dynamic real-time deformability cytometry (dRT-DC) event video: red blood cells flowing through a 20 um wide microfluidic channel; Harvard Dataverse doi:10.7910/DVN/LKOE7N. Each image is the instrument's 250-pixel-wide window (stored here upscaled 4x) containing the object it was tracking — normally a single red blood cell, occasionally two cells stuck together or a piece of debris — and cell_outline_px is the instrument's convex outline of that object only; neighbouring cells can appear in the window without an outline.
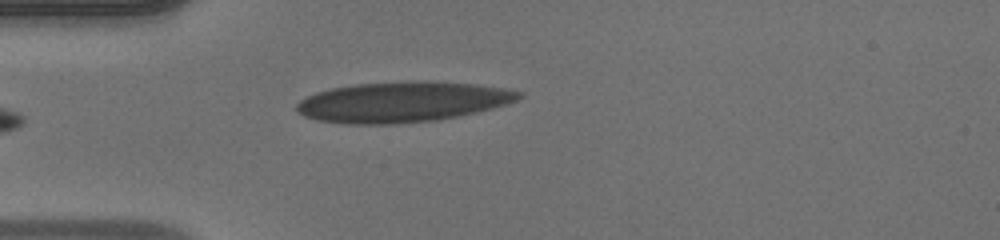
{"species": "human", "species_latin": "Homo sapiens", "temperature_condition": "warm", "stored_images_in_passage": 34, "camera_frame_rate_fps": 3000, "um_per_image_px": 0.085, "donor": {"sex": "male"}, "frame": {"image": 1, "passage_image": 1, "time_ms": 0.0, "image_size_px": [1000, 240], "cell_outline_px": [[524, 96], [508, 104], [460, 116], [436, 120], [396, 124], [344, 124], [316, 120], [304, 116], [296, 112], [296, 104], [300, 100], [316, 92], [332, 88], [356, 84], [476, 84], [504, 88], [520, 92]], "centroid_in_image_um": [34.14, 8.72], "position_along_channel_um": 50.9, "area_um2": 50.81}}
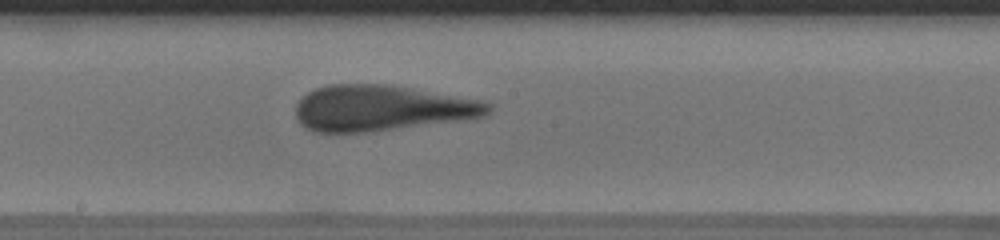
{"frame": {"image": 2, "passage_image": 14, "time_ms": 4.333, "image_size_px": [1000, 240], "cell_outline_px": [[492, 108], [484, 116], [460, 120], [372, 132], [316, 132], [300, 124], [296, 116], [296, 104], [308, 92], [316, 88], [328, 84], [384, 84], [480, 100], [492, 104]], "centroid_in_image_um": [32.4, 9.19], "position_along_channel_um": 215.8, "area_um2": 50.92}}
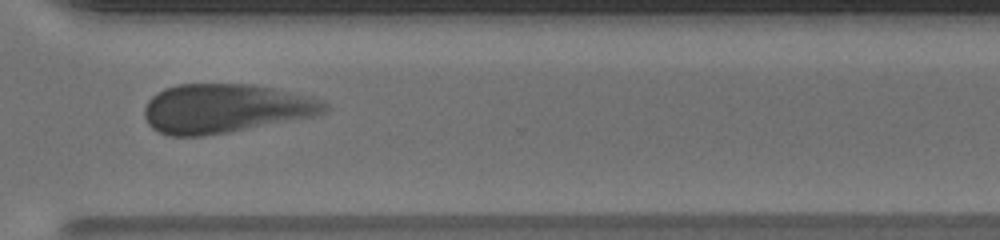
{"frame": {"image": 3, "passage_image": 24, "time_ms": 7.667, "image_size_px": [1000, 240], "cell_outline_px": [[328, 108], [320, 116], [228, 132], [204, 136], [168, 136], [152, 128], [148, 124], [144, 116], [144, 108], [148, 100], [152, 96], [164, 88], [176, 84], [252, 84], [312, 96], [324, 100], [328, 104]], "centroid_in_image_um": [19.18, 9.22], "position_along_channel_um": 351.4, "area_um2": 52.02}}